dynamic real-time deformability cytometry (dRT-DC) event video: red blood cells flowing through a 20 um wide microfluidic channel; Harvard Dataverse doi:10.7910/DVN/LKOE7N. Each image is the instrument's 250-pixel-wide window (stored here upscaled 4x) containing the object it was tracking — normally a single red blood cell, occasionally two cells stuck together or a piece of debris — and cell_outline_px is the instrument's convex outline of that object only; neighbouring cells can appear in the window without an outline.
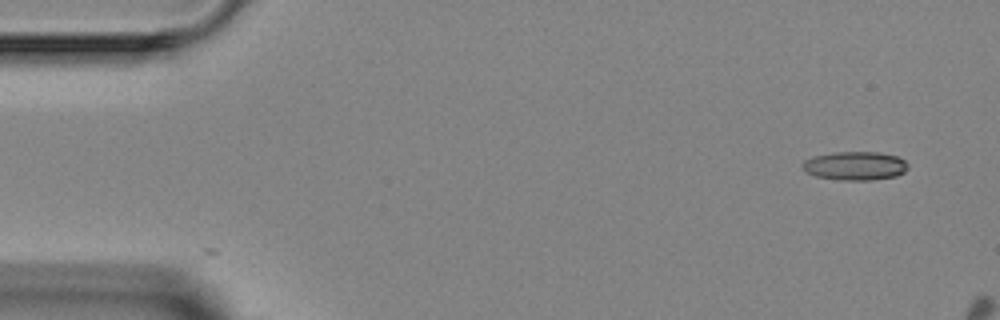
{"species": "Egyptian fruit bat (a non-hibernating species)", "species_latin": "Rousettus aegyptiacus", "temperature_condition": "room temperature", "stored_images_in_passage": 3, "camera_frame_rate_fps": 3000, "um_per_image_px": 0.085, "animal": {"sex": "female"}, "frame": {"image": 1, "passage_image": 1, "time_ms": 0.0, "image_size_px": [1000, 320], "cell_outline_px": [[908, 168], [904, 172], [896, 176], [872, 180], [840, 180], [816, 176], [804, 172], [800, 164], [804, 160], [816, 156], [832, 152], [880, 152], [900, 156], [908, 164]], "centroid_in_image_um": [72.68, 14.09], "position_along_channel_um": 12.3, "area_um2": 17.86}}